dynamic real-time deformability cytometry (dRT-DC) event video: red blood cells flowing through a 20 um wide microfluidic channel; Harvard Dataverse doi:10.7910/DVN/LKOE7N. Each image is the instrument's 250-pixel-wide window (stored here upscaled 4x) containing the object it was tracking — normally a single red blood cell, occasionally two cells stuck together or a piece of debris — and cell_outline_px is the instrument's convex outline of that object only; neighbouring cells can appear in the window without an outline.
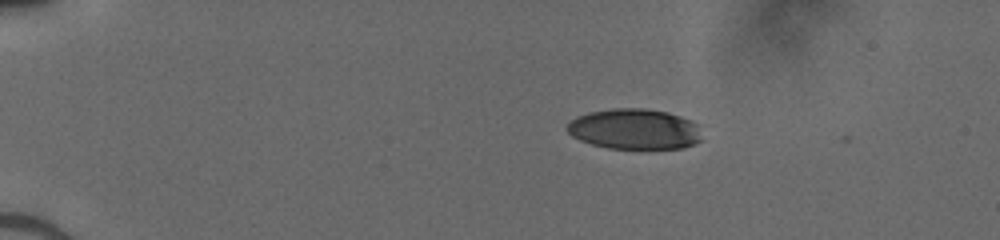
{"species": "human", "species_latin": "Homo sapiens", "temperature_condition": "cold", "stored_images_in_passage": 42, "camera_frame_rate_fps": 3000, "um_per_image_px": 0.085, "donor": {"sex": "male"}, "frame": {"image": 1, "passage_image": 1, "time_ms": 0.0, "image_size_px": [1000, 240], "cell_outline_px": [[700, 140], [684, 148], [608, 148], [592, 144], [580, 140], [572, 136], [564, 128], [576, 116], [588, 112], [612, 108], [644, 108], [668, 112], [692, 120], [696, 124]], "centroid_in_image_um": [53.88, 10.96], "position_along_channel_um": 31.1, "area_um2": 31.67}}
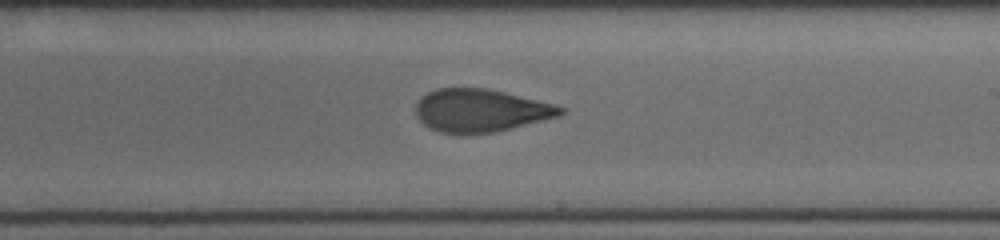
{"frame": {"image": 2, "passage_image": 23, "time_ms": 7.333, "image_size_px": [1000, 240], "cell_outline_px": [[564, 112], [556, 116], [544, 120], [496, 132], [440, 132], [424, 124], [416, 116], [416, 104], [420, 96], [436, 88], [488, 88], [552, 104], [564, 108]], "centroid_in_image_um": [40.81, 9.37], "position_along_channel_um": 248.2, "area_um2": 35.49}}
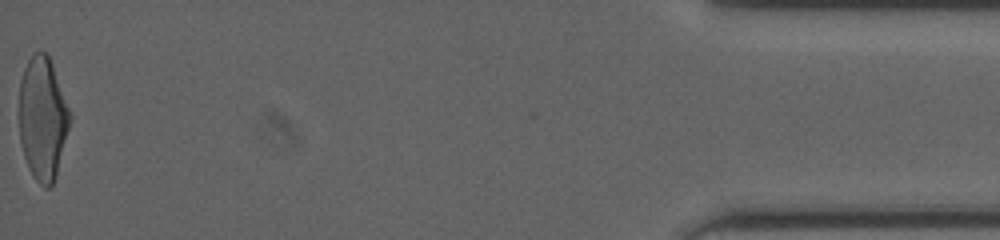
{"frame": {"image": 3, "passage_image": 42, "time_ms": 13.667, "image_size_px": [1000, 240], "cell_outline_px": [[72, 116], [56, 172], [52, 184], [48, 188], [44, 188], [32, 176], [28, 168], [24, 156], [20, 140], [20, 80], [24, 68], [32, 52], [48, 52]], "centroid_in_image_um": [3.62, 10.03], "position_along_channel_um": 431.6, "area_um2": 36.13}}